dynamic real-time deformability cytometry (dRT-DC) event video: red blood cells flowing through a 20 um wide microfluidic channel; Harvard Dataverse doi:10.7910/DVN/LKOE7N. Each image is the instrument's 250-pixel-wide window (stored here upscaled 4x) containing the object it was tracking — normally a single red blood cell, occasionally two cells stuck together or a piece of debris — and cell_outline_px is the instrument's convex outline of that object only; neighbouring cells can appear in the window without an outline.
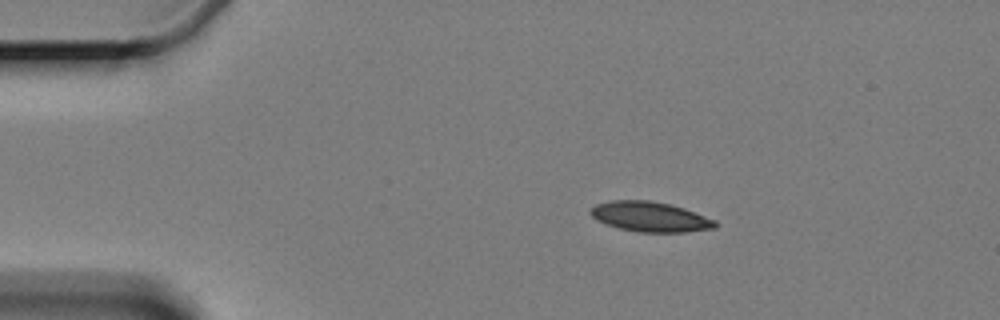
{"species": "Egyptian fruit bat (a non-hibernating species)", "species_latin": "Rousettus aegyptiacus", "temperature_condition": "cold", "stored_images_in_passage": 4, "camera_frame_rate_fps": 3000, "um_per_image_px": 0.085, "animal": {"sex": "female"}, "frame": {"image": 1, "passage_image": 2, "time_ms": 1.333, "image_size_px": [1000, 320], "cell_outline_px": [[716, 228], [684, 232], [636, 232], [620, 228], [596, 220], [588, 212], [596, 204], [612, 200], [648, 200], [668, 204], [684, 208], [716, 220]], "centroid_in_image_um": [55.26, 18.42], "position_along_channel_um": 29.7, "area_um2": 21.68}}